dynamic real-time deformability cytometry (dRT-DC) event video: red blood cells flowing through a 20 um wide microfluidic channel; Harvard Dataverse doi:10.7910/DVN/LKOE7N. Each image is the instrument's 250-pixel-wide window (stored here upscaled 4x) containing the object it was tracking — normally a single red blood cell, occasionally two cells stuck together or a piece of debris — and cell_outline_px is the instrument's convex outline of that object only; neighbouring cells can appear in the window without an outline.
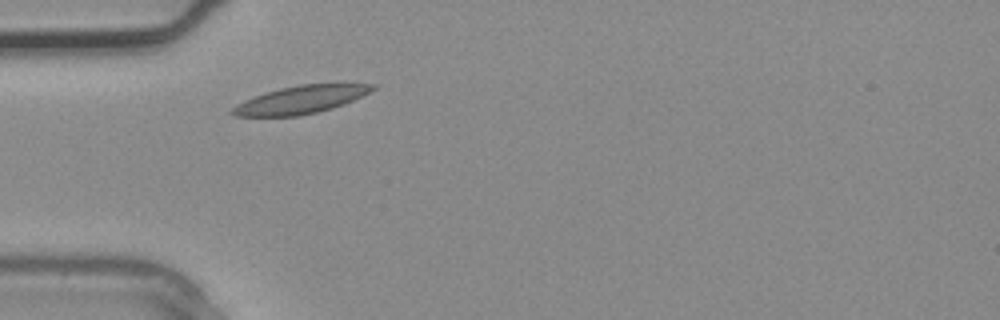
{"species": "common noctule bat (a hibernating species)", "species_latin": "Nyctalus noctula", "temperature_condition": "warm", "stored_images_in_passage": 1, "camera_frame_rate_fps": 3000, "um_per_image_px": 0.085, "animal": {"sex": "male", "body_mass_g": 20.4}, "frame": {"image": 1, "passage_image": 1, "time_ms": 0.0, "image_size_px": [1000, 320], "cell_outline_px": [[376, 88], [344, 104], [332, 108], [316, 112], [296, 116], [236, 116], [228, 112], [236, 104], [244, 100], [280, 88], [300, 84], [376, 84]], "centroid_in_image_um": [25.52, 8.48], "position_along_channel_um": 59.5, "area_um2": 22.31}}